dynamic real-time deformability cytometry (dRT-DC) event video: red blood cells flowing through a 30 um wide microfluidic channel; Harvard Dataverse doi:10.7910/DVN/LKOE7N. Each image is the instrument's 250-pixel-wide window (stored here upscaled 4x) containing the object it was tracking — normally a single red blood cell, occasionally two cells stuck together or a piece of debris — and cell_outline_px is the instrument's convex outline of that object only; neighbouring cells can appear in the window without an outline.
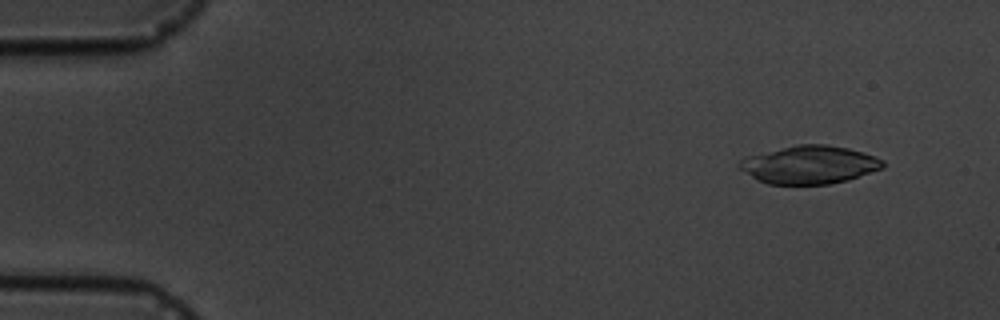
{"species": "common noctule bat (a hibernating species)", "species_latin": "Nyctalus noctula", "temperature_condition": "cold", "stored_images_in_passage": 5, "camera_frame_rate_fps": 3000, "um_per_image_px": 0.085, "animal": {"sex": "male", "body_mass_g": 19.5, "forearm_length_mm": 54.6}, "frame": {"image": 1, "passage_image": 2, "time_ms": 1.0, "image_size_px": [1000, 320], "cell_outline_px": [[884, 168], [848, 180], [828, 184], [768, 184], [756, 180], [740, 168], [736, 164], [744, 156], [796, 144], [828, 144], [848, 148], [864, 152], [876, 156], [884, 160]], "centroid_in_image_um": [68.8, 13.99], "position_along_channel_um": 16.2, "area_um2": 32.19}}